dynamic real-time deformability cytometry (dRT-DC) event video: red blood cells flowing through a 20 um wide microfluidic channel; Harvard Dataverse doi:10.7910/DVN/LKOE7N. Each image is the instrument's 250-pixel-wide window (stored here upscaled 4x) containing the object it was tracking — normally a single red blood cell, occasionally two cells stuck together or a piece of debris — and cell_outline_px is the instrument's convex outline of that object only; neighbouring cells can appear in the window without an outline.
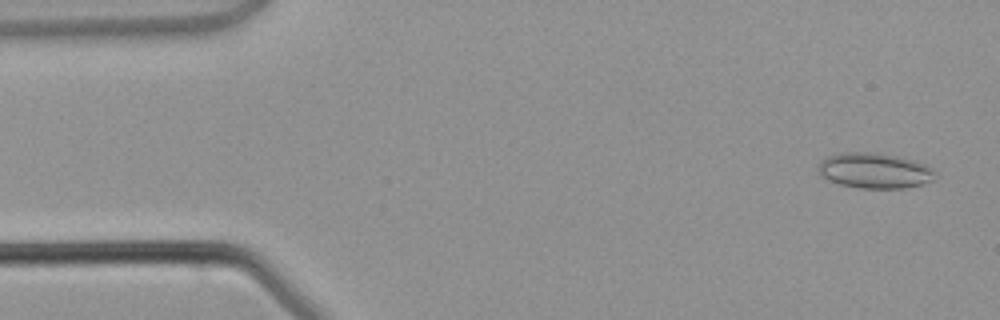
{"species": "common noctule bat (a hibernating species)", "species_latin": "Nyctalus noctula", "temperature_condition": "warm", "stored_images_in_passage": 3, "camera_frame_rate_fps": 3000, "um_per_image_px": 0.085, "animal": {"sex": "male", "body_mass_g": 21.5, "forearm_length_mm": 52.0}, "frame": {"image": 1, "passage_image": 1, "time_ms": 0.0, "image_size_px": [1000, 320], "cell_outline_px": [[932, 180], [924, 184], [904, 188], [860, 188], [840, 184], [828, 180], [820, 176], [816, 168], [820, 160], [828, 156], [840, 152], [872, 152], [896, 156], [912, 160], [924, 164], [932, 168]], "centroid_in_image_um": [74.25, 14.5], "position_along_channel_um": 10.8, "area_um2": 24.1}}